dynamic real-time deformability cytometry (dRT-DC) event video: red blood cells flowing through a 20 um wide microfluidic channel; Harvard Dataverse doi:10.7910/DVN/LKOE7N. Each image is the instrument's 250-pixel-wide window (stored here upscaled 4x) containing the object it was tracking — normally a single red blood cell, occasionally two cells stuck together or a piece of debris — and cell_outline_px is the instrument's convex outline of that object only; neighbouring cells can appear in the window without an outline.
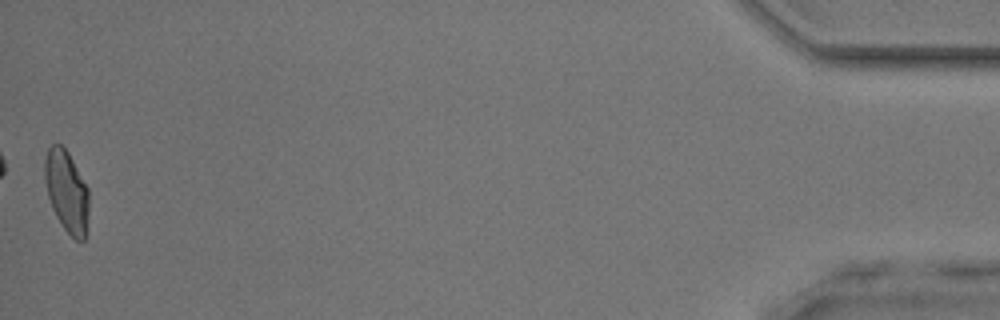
{"species": "common noctule bat (a hibernating species)", "species_latin": "Nyctalus noctula", "temperature_condition": "room temperature", "stored_images_in_passage": 40, "camera_frame_rate_fps": 3000, "um_per_image_px": 0.085, "animal": {"sex": "male", "body_mass_g": 17.9, "forearm_length_mm": 54.2}, "frame": {"image": 1, "passage_image": 40, "time_ms": 13.0, "image_size_px": [1000, 320], "cell_outline_px": [[88, 212], [84, 240], [76, 240], [64, 228], [56, 216], [52, 208], [48, 196], [44, 176], [44, 160], [48, 148], [52, 144], [60, 144], [68, 152], [88, 188]], "centroid_in_image_um": [5.65, 16.23], "position_along_channel_um": 429.6, "area_um2": 20.75}, "authors_computed_cell_mechanics": {"area_um2": 21.097, "velocity_mm_per_s": 4.2347, "shape_relaxation_time_tau1_ms": null, "shape_relaxation_time_tau2_ms": 1.1136, "deformation_change_tau1": null, "deformation_change_tau2": 0.0747}}